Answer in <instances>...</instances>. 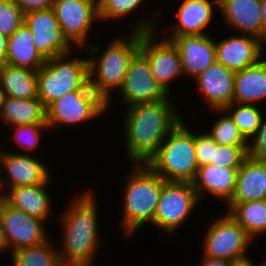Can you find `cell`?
I'll use <instances>...</instances> for the list:
<instances>
[{
  "label": "cell",
  "instance_id": "83f0119b",
  "mask_svg": "<svg viewBox=\"0 0 266 266\" xmlns=\"http://www.w3.org/2000/svg\"><path fill=\"white\" fill-rule=\"evenodd\" d=\"M227 212L254 241L261 233H266V199L238 202Z\"/></svg>",
  "mask_w": 266,
  "mask_h": 266
},
{
  "label": "cell",
  "instance_id": "8d00e7d4",
  "mask_svg": "<svg viewBox=\"0 0 266 266\" xmlns=\"http://www.w3.org/2000/svg\"><path fill=\"white\" fill-rule=\"evenodd\" d=\"M195 153L199 166L210 163L213 154V139L207 131L195 134Z\"/></svg>",
  "mask_w": 266,
  "mask_h": 266
},
{
  "label": "cell",
  "instance_id": "836d02e7",
  "mask_svg": "<svg viewBox=\"0 0 266 266\" xmlns=\"http://www.w3.org/2000/svg\"><path fill=\"white\" fill-rule=\"evenodd\" d=\"M248 147L219 145L213 140V154L209 164L240 168L247 157Z\"/></svg>",
  "mask_w": 266,
  "mask_h": 266
},
{
  "label": "cell",
  "instance_id": "44dd1931",
  "mask_svg": "<svg viewBox=\"0 0 266 266\" xmlns=\"http://www.w3.org/2000/svg\"><path fill=\"white\" fill-rule=\"evenodd\" d=\"M238 170L239 168L213 164L199 166L196 178L192 182L199 200H203L205 193L228 204L235 192Z\"/></svg>",
  "mask_w": 266,
  "mask_h": 266
},
{
  "label": "cell",
  "instance_id": "ee69618b",
  "mask_svg": "<svg viewBox=\"0 0 266 266\" xmlns=\"http://www.w3.org/2000/svg\"><path fill=\"white\" fill-rule=\"evenodd\" d=\"M5 98H6L5 91L3 90V88H2V86L0 84V115L2 113V109H3L4 102H5Z\"/></svg>",
  "mask_w": 266,
  "mask_h": 266
},
{
  "label": "cell",
  "instance_id": "5bb4252c",
  "mask_svg": "<svg viewBox=\"0 0 266 266\" xmlns=\"http://www.w3.org/2000/svg\"><path fill=\"white\" fill-rule=\"evenodd\" d=\"M0 215L11 252L39 245L50 238L43 220L27 215L4 200L0 205Z\"/></svg>",
  "mask_w": 266,
  "mask_h": 266
},
{
  "label": "cell",
  "instance_id": "ab89813d",
  "mask_svg": "<svg viewBox=\"0 0 266 266\" xmlns=\"http://www.w3.org/2000/svg\"><path fill=\"white\" fill-rule=\"evenodd\" d=\"M254 263L255 262H253V260L248 255V256L233 260L231 266H258L257 264L255 265ZM260 266H266V259L262 264H260Z\"/></svg>",
  "mask_w": 266,
  "mask_h": 266
},
{
  "label": "cell",
  "instance_id": "d6a6232c",
  "mask_svg": "<svg viewBox=\"0 0 266 266\" xmlns=\"http://www.w3.org/2000/svg\"><path fill=\"white\" fill-rule=\"evenodd\" d=\"M145 0H97L99 20H120L137 12ZM131 13V14H130Z\"/></svg>",
  "mask_w": 266,
  "mask_h": 266
},
{
  "label": "cell",
  "instance_id": "9a60e30c",
  "mask_svg": "<svg viewBox=\"0 0 266 266\" xmlns=\"http://www.w3.org/2000/svg\"><path fill=\"white\" fill-rule=\"evenodd\" d=\"M31 155L24 151L20 153L0 150L2 184L5 192L18 186L46 183L52 177L49 167L42 163L41 159Z\"/></svg>",
  "mask_w": 266,
  "mask_h": 266
},
{
  "label": "cell",
  "instance_id": "30bf717a",
  "mask_svg": "<svg viewBox=\"0 0 266 266\" xmlns=\"http://www.w3.org/2000/svg\"><path fill=\"white\" fill-rule=\"evenodd\" d=\"M156 32L140 31L139 51L147 58L155 80L170 95L173 89L170 88L171 83L179 77H184L181 57L173 42L164 37L160 38Z\"/></svg>",
  "mask_w": 266,
  "mask_h": 266
},
{
  "label": "cell",
  "instance_id": "bcb514c9",
  "mask_svg": "<svg viewBox=\"0 0 266 266\" xmlns=\"http://www.w3.org/2000/svg\"><path fill=\"white\" fill-rule=\"evenodd\" d=\"M1 160H0V187H4L2 184V174H1Z\"/></svg>",
  "mask_w": 266,
  "mask_h": 266
},
{
  "label": "cell",
  "instance_id": "74e56055",
  "mask_svg": "<svg viewBox=\"0 0 266 266\" xmlns=\"http://www.w3.org/2000/svg\"><path fill=\"white\" fill-rule=\"evenodd\" d=\"M26 14L35 10L51 9L54 0H12Z\"/></svg>",
  "mask_w": 266,
  "mask_h": 266
},
{
  "label": "cell",
  "instance_id": "b9f144b4",
  "mask_svg": "<svg viewBox=\"0 0 266 266\" xmlns=\"http://www.w3.org/2000/svg\"><path fill=\"white\" fill-rule=\"evenodd\" d=\"M8 241L6 238L5 230L1 221V215H0V253L2 252H8Z\"/></svg>",
  "mask_w": 266,
  "mask_h": 266
},
{
  "label": "cell",
  "instance_id": "f6af8a7d",
  "mask_svg": "<svg viewBox=\"0 0 266 266\" xmlns=\"http://www.w3.org/2000/svg\"><path fill=\"white\" fill-rule=\"evenodd\" d=\"M4 194H5L4 187H0V205L1 202L3 201Z\"/></svg>",
  "mask_w": 266,
  "mask_h": 266
},
{
  "label": "cell",
  "instance_id": "8992f818",
  "mask_svg": "<svg viewBox=\"0 0 266 266\" xmlns=\"http://www.w3.org/2000/svg\"><path fill=\"white\" fill-rule=\"evenodd\" d=\"M72 54L74 52L47 59L37 70L38 98L45 107L69 91L82 90L89 83L87 57L72 58Z\"/></svg>",
  "mask_w": 266,
  "mask_h": 266
},
{
  "label": "cell",
  "instance_id": "d4e9b609",
  "mask_svg": "<svg viewBox=\"0 0 266 266\" xmlns=\"http://www.w3.org/2000/svg\"><path fill=\"white\" fill-rule=\"evenodd\" d=\"M5 63L36 71L46 63V59L33 44V34L25 23L7 38Z\"/></svg>",
  "mask_w": 266,
  "mask_h": 266
},
{
  "label": "cell",
  "instance_id": "8fae6325",
  "mask_svg": "<svg viewBox=\"0 0 266 266\" xmlns=\"http://www.w3.org/2000/svg\"><path fill=\"white\" fill-rule=\"evenodd\" d=\"M52 9L69 42L85 49L92 24L99 21L97 0H54Z\"/></svg>",
  "mask_w": 266,
  "mask_h": 266
},
{
  "label": "cell",
  "instance_id": "1f68e13d",
  "mask_svg": "<svg viewBox=\"0 0 266 266\" xmlns=\"http://www.w3.org/2000/svg\"><path fill=\"white\" fill-rule=\"evenodd\" d=\"M10 130L13 131L10 133L12 142L16 146H19L21 151L24 150L26 154H31L32 151L34 153L37 147H39L41 135H44V132L49 130V126L47 123H33L28 125H15Z\"/></svg>",
  "mask_w": 266,
  "mask_h": 266
},
{
  "label": "cell",
  "instance_id": "f546056e",
  "mask_svg": "<svg viewBox=\"0 0 266 266\" xmlns=\"http://www.w3.org/2000/svg\"><path fill=\"white\" fill-rule=\"evenodd\" d=\"M223 109L230 115L248 142L257 132L263 115L266 114V111L263 110L264 112H262L256 104L231 103Z\"/></svg>",
  "mask_w": 266,
  "mask_h": 266
},
{
  "label": "cell",
  "instance_id": "ac0fdd59",
  "mask_svg": "<svg viewBox=\"0 0 266 266\" xmlns=\"http://www.w3.org/2000/svg\"><path fill=\"white\" fill-rule=\"evenodd\" d=\"M211 109L233 103L235 72L215 62L193 79Z\"/></svg>",
  "mask_w": 266,
  "mask_h": 266
},
{
  "label": "cell",
  "instance_id": "7402d4cb",
  "mask_svg": "<svg viewBox=\"0 0 266 266\" xmlns=\"http://www.w3.org/2000/svg\"><path fill=\"white\" fill-rule=\"evenodd\" d=\"M52 177L42 184L18 186L8 189L3 200L10 206L22 210L29 216H33L47 223L52 216V199L47 187ZM51 212V213H50Z\"/></svg>",
  "mask_w": 266,
  "mask_h": 266
},
{
  "label": "cell",
  "instance_id": "e0dca14e",
  "mask_svg": "<svg viewBox=\"0 0 266 266\" xmlns=\"http://www.w3.org/2000/svg\"><path fill=\"white\" fill-rule=\"evenodd\" d=\"M177 47L185 77L194 79L216 62L215 39L208 34L167 36Z\"/></svg>",
  "mask_w": 266,
  "mask_h": 266
},
{
  "label": "cell",
  "instance_id": "f35d334b",
  "mask_svg": "<svg viewBox=\"0 0 266 266\" xmlns=\"http://www.w3.org/2000/svg\"><path fill=\"white\" fill-rule=\"evenodd\" d=\"M201 266H231L232 262L226 259L205 257L202 255Z\"/></svg>",
  "mask_w": 266,
  "mask_h": 266
},
{
  "label": "cell",
  "instance_id": "52a82bcc",
  "mask_svg": "<svg viewBox=\"0 0 266 266\" xmlns=\"http://www.w3.org/2000/svg\"><path fill=\"white\" fill-rule=\"evenodd\" d=\"M108 110L107 102L88 83L82 90L69 91L46 107L49 131L96 120Z\"/></svg>",
  "mask_w": 266,
  "mask_h": 266
},
{
  "label": "cell",
  "instance_id": "e575fe53",
  "mask_svg": "<svg viewBox=\"0 0 266 266\" xmlns=\"http://www.w3.org/2000/svg\"><path fill=\"white\" fill-rule=\"evenodd\" d=\"M24 23V13L12 0H0V33L7 38Z\"/></svg>",
  "mask_w": 266,
  "mask_h": 266
},
{
  "label": "cell",
  "instance_id": "60d3db41",
  "mask_svg": "<svg viewBox=\"0 0 266 266\" xmlns=\"http://www.w3.org/2000/svg\"><path fill=\"white\" fill-rule=\"evenodd\" d=\"M7 57V37L0 33V65L6 62Z\"/></svg>",
  "mask_w": 266,
  "mask_h": 266
},
{
  "label": "cell",
  "instance_id": "603a6c76",
  "mask_svg": "<svg viewBox=\"0 0 266 266\" xmlns=\"http://www.w3.org/2000/svg\"><path fill=\"white\" fill-rule=\"evenodd\" d=\"M263 199H266V160L247 156L238 170L235 192L226 210L238 202Z\"/></svg>",
  "mask_w": 266,
  "mask_h": 266
},
{
  "label": "cell",
  "instance_id": "484cf974",
  "mask_svg": "<svg viewBox=\"0 0 266 266\" xmlns=\"http://www.w3.org/2000/svg\"><path fill=\"white\" fill-rule=\"evenodd\" d=\"M0 84L6 97L18 99L38 97L36 70L4 63L0 65Z\"/></svg>",
  "mask_w": 266,
  "mask_h": 266
},
{
  "label": "cell",
  "instance_id": "cb8c5ba5",
  "mask_svg": "<svg viewBox=\"0 0 266 266\" xmlns=\"http://www.w3.org/2000/svg\"><path fill=\"white\" fill-rule=\"evenodd\" d=\"M266 58V57H265ZM266 99V59L235 72L233 103L256 104Z\"/></svg>",
  "mask_w": 266,
  "mask_h": 266
},
{
  "label": "cell",
  "instance_id": "f1b7e54d",
  "mask_svg": "<svg viewBox=\"0 0 266 266\" xmlns=\"http://www.w3.org/2000/svg\"><path fill=\"white\" fill-rule=\"evenodd\" d=\"M10 253L12 266H63L58 249L50 238L39 245L23 247Z\"/></svg>",
  "mask_w": 266,
  "mask_h": 266
},
{
  "label": "cell",
  "instance_id": "7a4b0ae2",
  "mask_svg": "<svg viewBox=\"0 0 266 266\" xmlns=\"http://www.w3.org/2000/svg\"><path fill=\"white\" fill-rule=\"evenodd\" d=\"M161 11L152 12L150 18H142L134 23L126 36L117 37L109 41L103 53L100 52L99 46L96 43L86 46L88 59V74L90 87L99 94L106 102L109 108L111 107V93L119 91L122 87L128 65L133 55L140 47V31L153 32L158 23H160ZM159 21V22H158ZM124 37V38H123ZM89 55V57H88ZM117 89V90H116Z\"/></svg>",
  "mask_w": 266,
  "mask_h": 266
},
{
  "label": "cell",
  "instance_id": "4fadbf2b",
  "mask_svg": "<svg viewBox=\"0 0 266 266\" xmlns=\"http://www.w3.org/2000/svg\"><path fill=\"white\" fill-rule=\"evenodd\" d=\"M24 23L33 34V44L46 60L74 51V46L65 37L52 8L24 14Z\"/></svg>",
  "mask_w": 266,
  "mask_h": 266
},
{
  "label": "cell",
  "instance_id": "277c9868",
  "mask_svg": "<svg viewBox=\"0 0 266 266\" xmlns=\"http://www.w3.org/2000/svg\"><path fill=\"white\" fill-rule=\"evenodd\" d=\"M134 167L125 176L122 192L123 214L119 226L125 233L124 237L134 236L145 224L153 225L162 187L166 182L148 164H135Z\"/></svg>",
  "mask_w": 266,
  "mask_h": 266
},
{
  "label": "cell",
  "instance_id": "ba28073f",
  "mask_svg": "<svg viewBox=\"0 0 266 266\" xmlns=\"http://www.w3.org/2000/svg\"><path fill=\"white\" fill-rule=\"evenodd\" d=\"M200 202L192 182L166 181L159 197L153 225L167 233V236L175 234Z\"/></svg>",
  "mask_w": 266,
  "mask_h": 266
},
{
  "label": "cell",
  "instance_id": "2e32d148",
  "mask_svg": "<svg viewBox=\"0 0 266 266\" xmlns=\"http://www.w3.org/2000/svg\"><path fill=\"white\" fill-rule=\"evenodd\" d=\"M264 45L260 39L251 35H229L215 41L216 62L234 72L241 71L256 64L266 55Z\"/></svg>",
  "mask_w": 266,
  "mask_h": 266
},
{
  "label": "cell",
  "instance_id": "5b68a950",
  "mask_svg": "<svg viewBox=\"0 0 266 266\" xmlns=\"http://www.w3.org/2000/svg\"><path fill=\"white\" fill-rule=\"evenodd\" d=\"M183 119L169 132L156 155L147 163L166 181L193 182L199 165L195 131Z\"/></svg>",
  "mask_w": 266,
  "mask_h": 266
},
{
  "label": "cell",
  "instance_id": "4dcf8cb0",
  "mask_svg": "<svg viewBox=\"0 0 266 266\" xmlns=\"http://www.w3.org/2000/svg\"><path fill=\"white\" fill-rule=\"evenodd\" d=\"M221 117H216L208 134L219 145H231L248 147V141L242 135L238 127L234 124L230 115L224 109H211Z\"/></svg>",
  "mask_w": 266,
  "mask_h": 266
},
{
  "label": "cell",
  "instance_id": "d590c367",
  "mask_svg": "<svg viewBox=\"0 0 266 266\" xmlns=\"http://www.w3.org/2000/svg\"><path fill=\"white\" fill-rule=\"evenodd\" d=\"M247 156L266 160V115H263L261 125L248 142Z\"/></svg>",
  "mask_w": 266,
  "mask_h": 266
},
{
  "label": "cell",
  "instance_id": "7bdbcfd3",
  "mask_svg": "<svg viewBox=\"0 0 266 266\" xmlns=\"http://www.w3.org/2000/svg\"><path fill=\"white\" fill-rule=\"evenodd\" d=\"M261 15L263 24V43L266 45V0H261Z\"/></svg>",
  "mask_w": 266,
  "mask_h": 266
},
{
  "label": "cell",
  "instance_id": "4316f807",
  "mask_svg": "<svg viewBox=\"0 0 266 266\" xmlns=\"http://www.w3.org/2000/svg\"><path fill=\"white\" fill-rule=\"evenodd\" d=\"M0 121L5 126L28 125L46 122V107L38 97L18 99L6 97Z\"/></svg>",
  "mask_w": 266,
  "mask_h": 266
},
{
  "label": "cell",
  "instance_id": "d6986e66",
  "mask_svg": "<svg viewBox=\"0 0 266 266\" xmlns=\"http://www.w3.org/2000/svg\"><path fill=\"white\" fill-rule=\"evenodd\" d=\"M261 0H219L224 25L263 42Z\"/></svg>",
  "mask_w": 266,
  "mask_h": 266
},
{
  "label": "cell",
  "instance_id": "ffe728a7",
  "mask_svg": "<svg viewBox=\"0 0 266 266\" xmlns=\"http://www.w3.org/2000/svg\"><path fill=\"white\" fill-rule=\"evenodd\" d=\"M178 7L177 21L169 36H190L206 33L210 22L214 19V7L219 10V0H182ZM214 4V5H213Z\"/></svg>",
  "mask_w": 266,
  "mask_h": 266
},
{
  "label": "cell",
  "instance_id": "6da1fadb",
  "mask_svg": "<svg viewBox=\"0 0 266 266\" xmlns=\"http://www.w3.org/2000/svg\"><path fill=\"white\" fill-rule=\"evenodd\" d=\"M171 97L125 109L122 131L131 165L147 164L169 132L183 119Z\"/></svg>",
  "mask_w": 266,
  "mask_h": 266
},
{
  "label": "cell",
  "instance_id": "3957f363",
  "mask_svg": "<svg viewBox=\"0 0 266 266\" xmlns=\"http://www.w3.org/2000/svg\"><path fill=\"white\" fill-rule=\"evenodd\" d=\"M86 192L73 195L67 209L60 215L62 245L58 248L63 266H93L101 243L99 233V210L96 194ZM100 235V236H99ZM96 258V259H95Z\"/></svg>",
  "mask_w": 266,
  "mask_h": 266
},
{
  "label": "cell",
  "instance_id": "7c38bea8",
  "mask_svg": "<svg viewBox=\"0 0 266 266\" xmlns=\"http://www.w3.org/2000/svg\"><path fill=\"white\" fill-rule=\"evenodd\" d=\"M117 93L126 108L159 101L169 96L155 80L147 58L139 50L131 58L122 87Z\"/></svg>",
  "mask_w": 266,
  "mask_h": 266
},
{
  "label": "cell",
  "instance_id": "9c48e42d",
  "mask_svg": "<svg viewBox=\"0 0 266 266\" xmlns=\"http://www.w3.org/2000/svg\"><path fill=\"white\" fill-rule=\"evenodd\" d=\"M209 224L202 236L203 256L233 261L248 256L253 239L244 228L226 211Z\"/></svg>",
  "mask_w": 266,
  "mask_h": 266
}]
</instances>
